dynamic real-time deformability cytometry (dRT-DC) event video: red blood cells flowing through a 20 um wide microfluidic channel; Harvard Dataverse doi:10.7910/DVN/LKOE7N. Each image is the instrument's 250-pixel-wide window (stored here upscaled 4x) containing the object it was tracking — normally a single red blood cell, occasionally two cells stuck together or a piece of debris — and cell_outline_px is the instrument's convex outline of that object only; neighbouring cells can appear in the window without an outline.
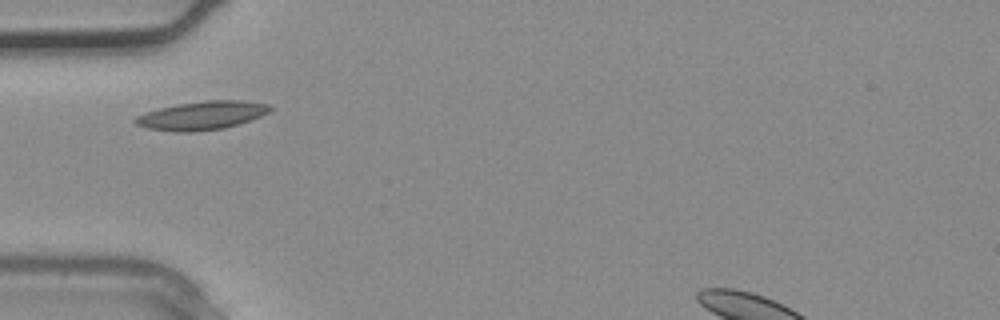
{"species": "common noctule bat (a hibernating species)", "species_latin": "Nyctalus noctula", "temperature_condition": "warm", "stored_images_in_passage": 3, "camera_frame_rate_fps": 3000, "um_per_image_px": 0.085, "animal": {"sex": "male", "body_mass_g": 20.4}, "frame": {"image": 1, "passage_image": 3, "time_ms": 0.667, "image_size_px": [1000, 320], "cell_outline_px": [[272, 108], [268, 112], [260, 116], [240, 124], [224, 128], [192, 132], [176, 132], [148, 128], [136, 124], [132, 120], [136, 116], [144, 112], [160, 108], [180, 104], [204, 100], [240, 100], [268, 104]], "centroid_in_image_um": [17.14, 9.82], "position_along_channel_um": 67.9, "area_um2": 22.31}}